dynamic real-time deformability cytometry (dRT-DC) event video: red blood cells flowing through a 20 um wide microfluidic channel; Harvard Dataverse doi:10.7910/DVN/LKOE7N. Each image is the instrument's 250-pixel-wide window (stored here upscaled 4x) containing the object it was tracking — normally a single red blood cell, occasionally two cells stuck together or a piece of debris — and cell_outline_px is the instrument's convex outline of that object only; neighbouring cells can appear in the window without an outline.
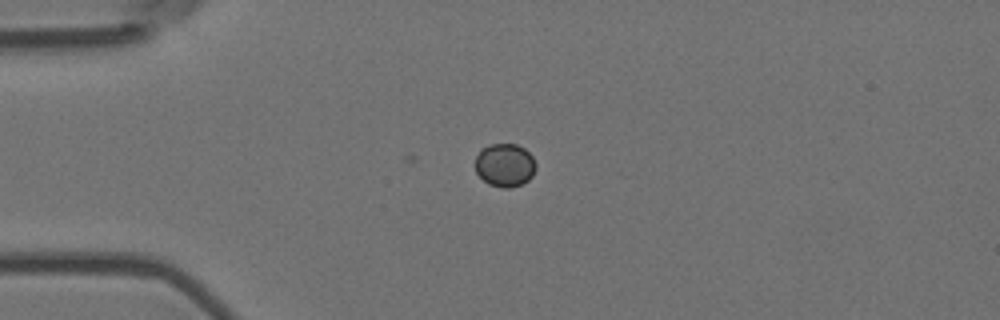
{"species": "Egyptian fruit bat (a non-hibernating species)", "species_latin": "Rousettus aegyptiacus", "temperature_condition": "room temperature", "stored_images_in_passage": 2, "camera_frame_rate_fps": 3000, "um_per_image_px": 0.085, "animal": {"sex": "female"}, "frame": {"image": 1, "passage_image": 2, "time_ms": 0.333, "image_size_px": [1000, 320], "cell_outline_px": [[536, 168], [532, 176], [528, 180], [520, 184], [508, 188], [504, 188], [488, 184], [476, 172], [476, 156], [480, 148], [492, 144], [516, 144], [524, 148], [532, 156], [536, 164]], "centroid_in_image_um": [42.91, 14.02], "position_along_channel_um": 42.1, "area_um2": 15.26}}